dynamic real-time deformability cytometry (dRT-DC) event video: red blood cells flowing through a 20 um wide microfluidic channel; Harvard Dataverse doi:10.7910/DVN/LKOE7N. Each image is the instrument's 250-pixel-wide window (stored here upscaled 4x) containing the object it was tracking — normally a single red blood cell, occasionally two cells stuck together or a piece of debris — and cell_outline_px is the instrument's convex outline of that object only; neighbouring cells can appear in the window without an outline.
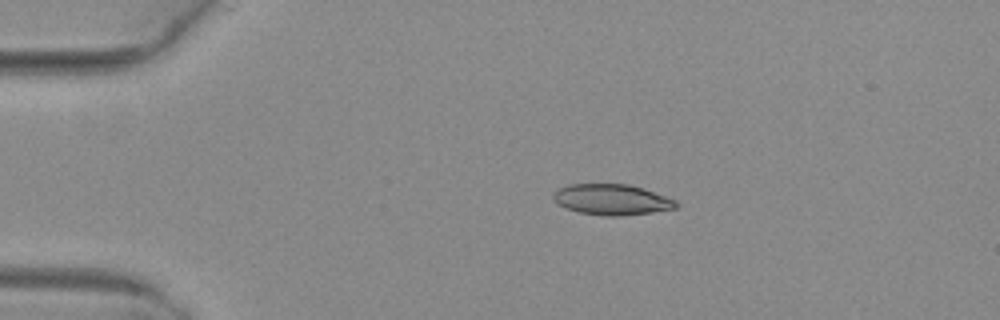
{"species": "common noctule bat (a hibernating species)", "species_latin": "Nyctalus noctula", "temperature_condition": "warm", "stored_images_in_passage": 4, "camera_frame_rate_fps": 3000, "um_per_image_px": 0.085, "animal": {"sex": "female", "body_mass_g": 29.2, "forearm_length_mm": 56.3}, "frame": {"image": 1, "passage_image": 2, "time_ms": 0.333, "image_size_px": [1000, 320], "cell_outline_px": [[680, 204], [676, 208], [652, 212], [620, 216], [604, 216], [580, 212], [564, 208], [556, 204], [552, 200], [552, 192], [568, 184], [628, 184], [644, 188], [676, 200]], "centroid_in_image_um": [51.97, 16.96], "position_along_channel_um": 33.0, "area_um2": 22.25}}
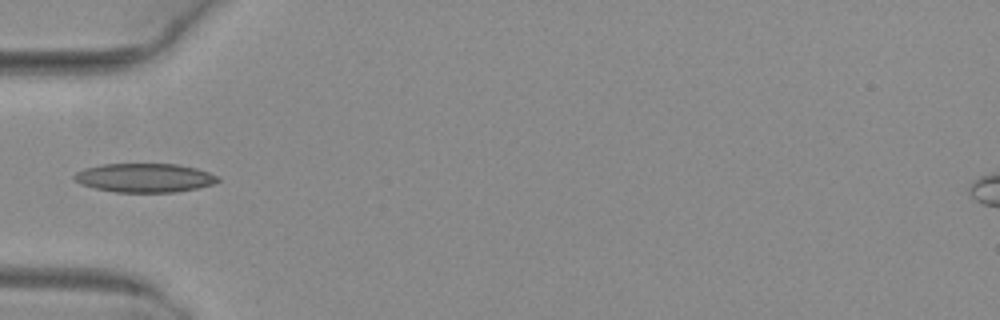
{"frame": {"image": 2, "passage_image": 4, "time_ms": 1.0, "image_size_px": [1000, 320], "cell_outline_px": [[220, 180], [212, 184], [196, 188], [176, 192], [116, 192], [96, 188], [80, 184], [72, 176], [76, 172], [84, 168], [100, 164], [176, 164], [196, 168], [208, 172], [216, 176]], "centroid_in_image_um": [12.25, 15.11], "position_along_channel_um": 72.7, "area_um2": 24.04}}